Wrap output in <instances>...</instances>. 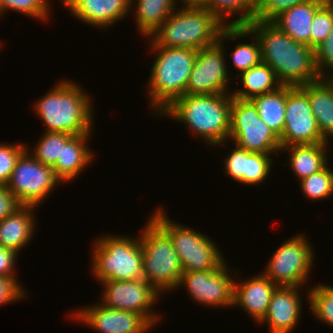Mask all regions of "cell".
Returning <instances> with one entry per match:
<instances>
[{"instance_id": "44dd1931", "label": "cell", "mask_w": 333, "mask_h": 333, "mask_svg": "<svg viewBox=\"0 0 333 333\" xmlns=\"http://www.w3.org/2000/svg\"><path fill=\"white\" fill-rule=\"evenodd\" d=\"M35 206L21 205L12 214L0 221V245L19 253L26 247L35 231Z\"/></svg>"}, {"instance_id": "ab89813d", "label": "cell", "mask_w": 333, "mask_h": 333, "mask_svg": "<svg viewBox=\"0 0 333 333\" xmlns=\"http://www.w3.org/2000/svg\"><path fill=\"white\" fill-rule=\"evenodd\" d=\"M26 293L14 279L0 276V306L23 299Z\"/></svg>"}, {"instance_id": "5b68a950", "label": "cell", "mask_w": 333, "mask_h": 333, "mask_svg": "<svg viewBox=\"0 0 333 333\" xmlns=\"http://www.w3.org/2000/svg\"><path fill=\"white\" fill-rule=\"evenodd\" d=\"M150 48L158 53L151 68L147 93L154 107L153 112L160 114L174 100L185 95L197 50L161 46Z\"/></svg>"}, {"instance_id": "4fadbf2b", "label": "cell", "mask_w": 333, "mask_h": 333, "mask_svg": "<svg viewBox=\"0 0 333 333\" xmlns=\"http://www.w3.org/2000/svg\"><path fill=\"white\" fill-rule=\"evenodd\" d=\"M279 138L281 147L328 142L322 136L313 115L308 84L287 86L285 125Z\"/></svg>"}, {"instance_id": "ffe728a7", "label": "cell", "mask_w": 333, "mask_h": 333, "mask_svg": "<svg viewBox=\"0 0 333 333\" xmlns=\"http://www.w3.org/2000/svg\"><path fill=\"white\" fill-rule=\"evenodd\" d=\"M328 0H309L277 16L272 23L296 42L311 47V23L315 13Z\"/></svg>"}, {"instance_id": "8992f818", "label": "cell", "mask_w": 333, "mask_h": 333, "mask_svg": "<svg viewBox=\"0 0 333 333\" xmlns=\"http://www.w3.org/2000/svg\"><path fill=\"white\" fill-rule=\"evenodd\" d=\"M143 227L139 236L143 279L159 293L177 289L183 268L172 241L151 218Z\"/></svg>"}, {"instance_id": "836d02e7", "label": "cell", "mask_w": 333, "mask_h": 333, "mask_svg": "<svg viewBox=\"0 0 333 333\" xmlns=\"http://www.w3.org/2000/svg\"><path fill=\"white\" fill-rule=\"evenodd\" d=\"M333 27V3L328 0L314 15L311 23V48L316 49Z\"/></svg>"}, {"instance_id": "3957f363", "label": "cell", "mask_w": 333, "mask_h": 333, "mask_svg": "<svg viewBox=\"0 0 333 333\" xmlns=\"http://www.w3.org/2000/svg\"><path fill=\"white\" fill-rule=\"evenodd\" d=\"M57 84L34 105L37 116L46 125L45 131L91 134L94 111L91 97L73 81L62 80Z\"/></svg>"}, {"instance_id": "f546056e", "label": "cell", "mask_w": 333, "mask_h": 333, "mask_svg": "<svg viewBox=\"0 0 333 333\" xmlns=\"http://www.w3.org/2000/svg\"><path fill=\"white\" fill-rule=\"evenodd\" d=\"M303 194L310 200H323L333 194V170L328 164L319 172L300 180Z\"/></svg>"}, {"instance_id": "4316f807", "label": "cell", "mask_w": 333, "mask_h": 333, "mask_svg": "<svg viewBox=\"0 0 333 333\" xmlns=\"http://www.w3.org/2000/svg\"><path fill=\"white\" fill-rule=\"evenodd\" d=\"M287 85H282L275 91L255 96L251 99L257 107L259 117L279 137L285 125V110Z\"/></svg>"}, {"instance_id": "ba28073f", "label": "cell", "mask_w": 333, "mask_h": 333, "mask_svg": "<svg viewBox=\"0 0 333 333\" xmlns=\"http://www.w3.org/2000/svg\"><path fill=\"white\" fill-rule=\"evenodd\" d=\"M252 36L246 25H227L214 46L197 50L192 72L186 86L187 95L228 93V76L223 41Z\"/></svg>"}, {"instance_id": "e0dca14e", "label": "cell", "mask_w": 333, "mask_h": 333, "mask_svg": "<svg viewBox=\"0 0 333 333\" xmlns=\"http://www.w3.org/2000/svg\"><path fill=\"white\" fill-rule=\"evenodd\" d=\"M81 22L104 28L128 16L130 0H61Z\"/></svg>"}, {"instance_id": "603a6c76", "label": "cell", "mask_w": 333, "mask_h": 333, "mask_svg": "<svg viewBox=\"0 0 333 333\" xmlns=\"http://www.w3.org/2000/svg\"><path fill=\"white\" fill-rule=\"evenodd\" d=\"M308 97L322 136L333 138V78L322 77L308 83Z\"/></svg>"}, {"instance_id": "74e56055", "label": "cell", "mask_w": 333, "mask_h": 333, "mask_svg": "<svg viewBox=\"0 0 333 333\" xmlns=\"http://www.w3.org/2000/svg\"><path fill=\"white\" fill-rule=\"evenodd\" d=\"M224 161L227 176L244 184V175H247L248 151L235 145L234 150Z\"/></svg>"}, {"instance_id": "8fae6325", "label": "cell", "mask_w": 333, "mask_h": 333, "mask_svg": "<svg viewBox=\"0 0 333 333\" xmlns=\"http://www.w3.org/2000/svg\"><path fill=\"white\" fill-rule=\"evenodd\" d=\"M306 235H296L281 244L262 272L277 286L302 287L308 281L314 249Z\"/></svg>"}, {"instance_id": "4dcf8cb0", "label": "cell", "mask_w": 333, "mask_h": 333, "mask_svg": "<svg viewBox=\"0 0 333 333\" xmlns=\"http://www.w3.org/2000/svg\"><path fill=\"white\" fill-rule=\"evenodd\" d=\"M307 293L313 315L325 324L333 326V287L319 284Z\"/></svg>"}, {"instance_id": "d590c367", "label": "cell", "mask_w": 333, "mask_h": 333, "mask_svg": "<svg viewBox=\"0 0 333 333\" xmlns=\"http://www.w3.org/2000/svg\"><path fill=\"white\" fill-rule=\"evenodd\" d=\"M309 0H255L254 20L272 22L284 11Z\"/></svg>"}, {"instance_id": "f1b7e54d", "label": "cell", "mask_w": 333, "mask_h": 333, "mask_svg": "<svg viewBox=\"0 0 333 333\" xmlns=\"http://www.w3.org/2000/svg\"><path fill=\"white\" fill-rule=\"evenodd\" d=\"M72 136L67 133L46 132L31 154L42 164L54 167L57 160H61L62 147Z\"/></svg>"}, {"instance_id": "60d3db41", "label": "cell", "mask_w": 333, "mask_h": 333, "mask_svg": "<svg viewBox=\"0 0 333 333\" xmlns=\"http://www.w3.org/2000/svg\"><path fill=\"white\" fill-rule=\"evenodd\" d=\"M17 254L19 253L0 245V276L12 278L20 285V282L14 273Z\"/></svg>"}, {"instance_id": "7bdbcfd3", "label": "cell", "mask_w": 333, "mask_h": 333, "mask_svg": "<svg viewBox=\"0 0 333 333\" xmlns=\"http://www.w3.org/2000/svg\"><path fill=\"white\" fill-rule=\"evenodd\" d=\"M182 3H184V5L201 6L204 3V0H182Z\"/></svg>"}, {"instance_id": "277c9868", "label": "cell", "mask_w": 333, "mask_h": 333, "mask_svg": "<svg viewBox=\"0 0 333 333\" xmlns=\"http://www.w3.org/2000/svg\"><path fill=\"white\" fill-rule=\"evenodd\" d=\"M175 11L148 37H152L150 46L208 48L218 43L222 30L228 25L202 6L184 5Z\"/></svg>"}, {"instance_id": "9a60e30c", "label": "cell", "mask_w": 333, "mask_h": 333, "mask_svg": "<svg viewBox=\"0 0 333 333\" xmlns=\"http://www.w3.org/2000/svg\"><path fill=\"white\" fill-rule=\"evenodd\" d=\"M226 262L215 270L183 272L177 288L184 286L199 304L232 307L234 279ZM229 273V274H228Z\"/></svg>"}, {"instance_id": "d4e9b609", "label": "cell", "mask_w": 333, "mask_h": 333, "mask_svg": "<svg viewBox=\"0 0 333 333\" xmlns=\"http://www.w3.org/2000/svg\"><path fill=\"white\" fill-rule=\"evenodd\" d=\"M237 76L240 77L245 89L234 90L231 95L242 100H251L255 96L270 93L282 86L274 70L264 62L238 73Z\"/></svg>"}, {"instance_id": "1f68e13d", "label": "cell", "mask_w": 333, "mask_h": 333, "mask_svg": "<svg viewBox=\"0 0 333 333\" xmlns=\"http://www.w3.org/2000/svg\"><path fill=\"white\" fill-rule=\"evenodd\" d=\"M48 0H0V16L6 13V10H13L26 16L36 17L37 20L49 19Z\"/></svg>"}, {"instance_id": "52a82bcc", "label": "cell", "mask_w": 333, "mask_h": 333, "mask_svg": "<svg viewBox=\"0 0 333 333\" xmlns=\"http://www.w3.org/2000/svg\"><path fill=\"white\" fill-rule=\"evenodd\" d=\"M133 238L109 235L95 241L90 264L98 282L143 278L142 246L140 238Z\"/></svg>"}, {"instance_id": "f35d334b", "label": "cell", "mask_w": 333, "mask_h": 333, "mask_svg": "<svg viewBox=\"0 0 333 333\" xmlns=\"http://www.w3.org/2000/svg\"><path fill=\"white\" fill-rule=\"evenodd\" d=\"M315 63L321 77L333 78V27L324 42L315 49ZM326 68L332 73H326Z\"/></svg>"}, {"instance_id": "ac0fdd59", "label": "cell", "mask_w": 333, "mask_h": 333, "mask_svg": "<svg viewBox=\"0 0 333 333\" xmlns=\"http://www.w3.org/2000/svg\"><path fill=\"white\" fill-rule=\"evenodd\" d=\"M299 290V287L278 286L273 292L268 312L260 322L268 324L270 333H291L297 326L302 311Z\"/></svg>"}, {"instance_id": "6da1fadb", "label": "cell", "mask_w": 333, "mask_h": 333, "mask_svg": "<svg viewBox=\"0 0 333 333\" xmlns=\"http://www.w3.org/2000/svg\"><path fill=\"white\" fill-rule=\"evenodd\" d=\"M246 26L259 40L262 62L274 70L282 85L303 86L322 78L314 49L296 42L272 22L253 19Z\"/></svg>"}, {"instance_id": "30bf717a", "label": "cell", "mask_w": 333, "mask_h": 333, "mask_svg": "<svg viewBox=\"0 0 333 333\" xmlns=\"http://www.w3.org/2000/svg\"><path fill=\"white\" fill-rule=\"evenodd\" d=\"M249 152L272 154L281 151L279 136L259 117L251 100L232 97L229 139Z\"/></svg>"}, {"instance_id": "484cf974", "label": "cell", "mask_w": 333, "mask_h": 333, "mask_svg": "<svg viewBox=\"0 0 333 333\" xmlns=\"http://www.w3.org/2000/svg\"><path fill=\"white\" fill-rule=\"evenodd\" d=\"M130 0V9L136 5V23L140 34L152 35L162 23L175 11L176 0ZM134 4V5H133Z\"/></svg>"}, {"instance_id": "d6986e66", "label": "cell", "mask_w": 333, "mask_h": 333, "mask_svg": "<svg viewBox=\"0 0 333 333\" xmlns=\"http://www.w3.org/2000/svg\"><path fill=\"white\" fill-rule=\"evenodd\" d=\"M278 286L262 273L250 280L234 281L233 305L243 308L255 321L266 316L273 292Z\"/></svg>"}, {"instance_id": "83f0119b", "label": "cell", "mask_w": 333, "mask_h": 333, "mask_svg": "<svg viewBox=\"0 0 333 333\" xmlns=\"http://www.w3.org/2000/svg\"><path fill=\"white\" fill-rule=\"evenodd\" d=\"M211 13L216 14L223 22L226 17L239 15V18L228 22V25H246L253 20L255 0H204L201 5Z\"/></svg>"}, {"instance_id": "cb8c5ba5", "label": "cell", "mask_w": 333, "mask_h": 333, "mask_svg": "<svg viewBox=\"0 0 333 333\" xmlns=\"http://www.w3.org/2000/svg\"><path fill=\"white\" fill-rule=\"evenodd\" d=\"M328 142H321L316 144H302V145H290L282 147L289 152L290 158L289 164L291 170L296 174L299 180L306 178L314 173L319 172L328 164V158L326 155Z\"/></svg>"}, {"instance_id": "5bb4252c", "label": "cell", "mask_w": 333, "mask_h": 333, "mask_svg": "<svg viewBox=\"0 0 333 333\" xmlns=\"http://www.w3.org/2000/svg\"><path fill=\"white\" fill-rule=\"evenodd\" d=\"M100 283L104 285L105 291L102 293L101 301L105 307L138 313L152 326L159 321L160 316L152 307L160 297V293L145 279L110 280Z\"/></svg>"}, {"instance_id": "8d00e7d4", "label": "cell", "mask_w": 333, "mask_h": 333, "mask_svg": "<svg viewBox=\"0 0 333 333\" xmlns=\"http://www.w3.org/2000/svg\"><path fill=\"white\" fill-rule=\"evenodd\" d=\"M27 147L19 143H0V185H7L18 158Z\"/></svg>"}, {"instance_id": "9c48e42d", "label": "cell", "mask_w": 333, "mask_h": 333, "mask_svg": "<svg viewBox=\"0 0 333 333\" xmlns=\"http://www.w3.org/2000/svg\"><path fill=\"white\" fill-rule=\"evenodd\" d=\"M157 209L154 215H151V219L169 236L179 256L183 272L215 270L225 263V258L211 238L173 222L166 216L162 207Z\"/></svg>"}, {"instance_id": "7402d4cb", "label": "cell", "mask_w": 333, "mask_h": 333, "mask_svg": "<svg viewBox=\"0 0 333 333\" xmlns=\"http://www.w3.org/2000/svg\"><path fill=\"white\" fill-rule=\"evenodd\" d=\"M89 137L90 134L73 135L62 147L61 160H57L53 167L61 182L73 180L93 161L94 153L86 145Z\"/></svg>"}, {"instance_id": "7c38bea8", "label": "cell", "mask_w": 333, "mask_h": 333, "mask_svg": "<svg viewBox=\"0 0 333 333\" xmlns=\"http://www.w3.org/2000/svg\"><path fill=\"white\" fill-rule=\"evenodd\" d=\"M28 150L18 158L6 186L21 205L38 207L61 181L53 167L39 162Z\"/></svg>"}, {"instance_id": "b9f144b4", "label": "cell", "mask_w": 333, "mask_h": 333, "mask_svg": "<svg viewBox=\"0 0 333 333\" xmlns=\"http://www.w3.org/2000/svg\"><path fill=\"white\" fill-rule=\"evenodd\" d=\"M21 204L5 185H0V221L12 214Z\"/></svg>"}, {"instance_id": "e575fe53", "label": "cell", "mask_w": 333, "mask_h": 333, "mask_svg": "<svg viewBox=\"0 0 333 333\" xmlns=\"http://www.w3.org/2000/svg\"><path fill=\"white\" fill-rule=\"evenodd\" d=\"M272 154L254 153L248 151V167L247 175H244L245 185H260L263 183L269 173H271V163L273 159L270 158Z\"/></svg>"}, {"instance_id": "7a4b0ae2", "label": "cell", "mask_w": 333, "mask_h": 333, "mask_svg": "<svg viewBox=\"0 0 333 333\" xmlns=\"http://www.w3.org/2000/svg\"><path fill=\"white\" fill-rule=\"evenodd\" d=\"M231 104L230 93L185 94L174 100L159 116L165 115L183 122L195 135L215 147L229 139Z\"/></svg>"}, {"instance_id": "d6a6232c", "label": "cell", "mask_w": 333, "mask_h": 333, "mask_svg": "<svg viewBox=\"0 0 333 333\" xmlns=\"http://www.w3.org/2000/svg\"><path fill=\"white\" fill-rule=\"evenodd\" d=\"M253 42L240 43L231 51L232 61L239 72H245L249 68L262 62L261 47L258 38L253 34Z\"/></svg>"}, {"instance_id": "2e32d148", "label": "cell", "mask_w": 333, "mask_h": 333, "mask_svg": "<svg viewBox=\"0 0 333 333\" xmlns=\"http://www.w3.org/2000/svg\"><path fill=\"white\" fill-rule=\"evenodd\" d=\"M82 309L71 314L73 319L99 333H147L152 327L142 315L135 312L112 309L102 304Z\"/></svg>"}]
</instances>
